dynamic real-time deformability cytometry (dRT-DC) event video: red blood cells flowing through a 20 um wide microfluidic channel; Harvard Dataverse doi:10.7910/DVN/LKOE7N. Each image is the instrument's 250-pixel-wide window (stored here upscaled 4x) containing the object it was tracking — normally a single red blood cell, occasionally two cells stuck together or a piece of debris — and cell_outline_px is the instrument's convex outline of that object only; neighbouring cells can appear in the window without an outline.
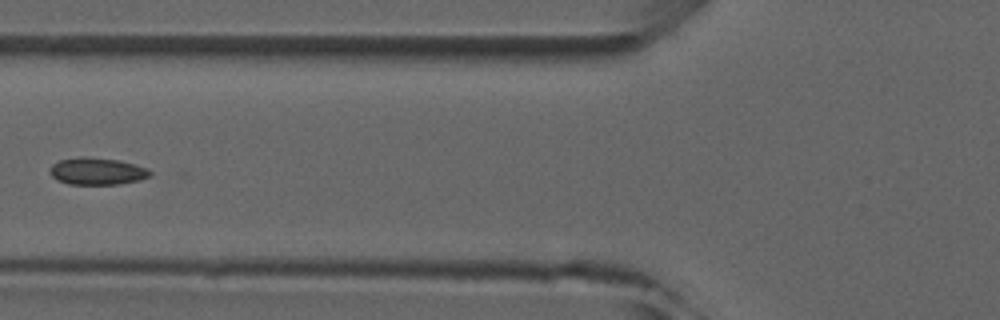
{"species": "common noctule bat (a hibernating species)", "species_latin": "Nyctalus noctula", "temperature_condition": "room temperature", "stored_images_in_passage": 5, "camera_frame_rate_fps": 3000, "um_per_image_px": 0.085, "animal": {"sex": "male", "forearm_length_mm": 52.5}, "frame": {"image": 1, "passage_image": 5, "time_ms": 5.333, "image_size_px": [1000, 320], "cell_outline_px": [[152, 172], [148, 176], [140, 180], [116, 184], [68, 184], [56, 180], [48, 172], [52, 164], [60, 160], [80, 156], [88, 156], [116, 160], [148, 168]], "centroid_in_image_um": [8.2, 14.55], "position_along_channel_um": 117.6, "area_um2": 15.78}}